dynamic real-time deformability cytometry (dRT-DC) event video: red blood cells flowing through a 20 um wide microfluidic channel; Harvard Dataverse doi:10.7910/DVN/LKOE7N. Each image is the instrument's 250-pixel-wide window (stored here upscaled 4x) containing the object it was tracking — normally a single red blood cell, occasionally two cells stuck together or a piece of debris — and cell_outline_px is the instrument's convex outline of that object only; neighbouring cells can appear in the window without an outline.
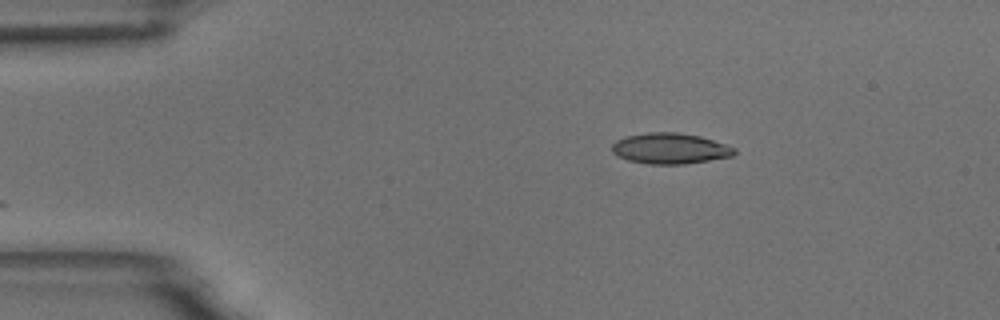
{"species": "common noctule bat (a hibernating species)", "species_latin": "Nyctalus noctula", "temperature_condition": "room temperature", "stored_images_in_passage": 3, "camera_frame_rate_fps": 3000, "um_per_image_px": 0.085, "animal": {"sex": "male", "body_mass_g": 18.8}, "frame": {"image": 1, "passage_image": 3, "time_ms": 2.333, "image_size_px": [1000, 320], "cell_outline_px": [[736, 152], [732, 156], [684, 164], [648, 164], [628, 160], [612, 152], [612, 144], [616, 140], [624, 136], [648, 132], [676, 132], [700, 136], [736, 148]], "centroid_in_image_um": [56.93, 12.61], "position_along_channel_um": 28.1, "area_um2": 21.85}}